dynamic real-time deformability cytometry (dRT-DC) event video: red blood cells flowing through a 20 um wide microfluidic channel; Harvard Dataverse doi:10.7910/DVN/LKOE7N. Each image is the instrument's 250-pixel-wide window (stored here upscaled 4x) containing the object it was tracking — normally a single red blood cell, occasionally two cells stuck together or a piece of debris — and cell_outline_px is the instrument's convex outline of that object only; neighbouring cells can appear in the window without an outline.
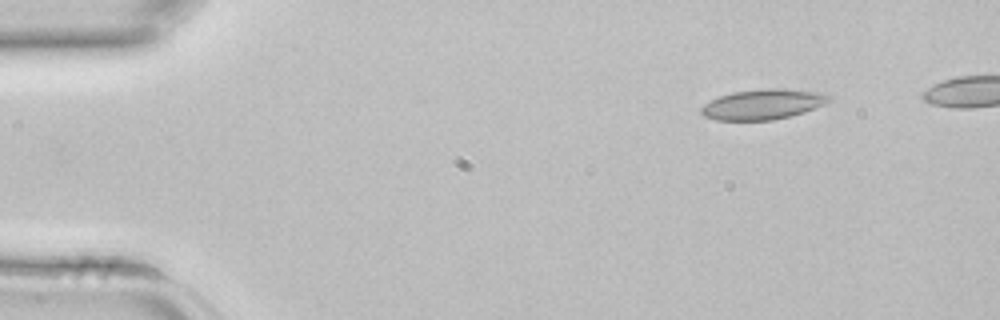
{"species": "common noctule bat (a hibernating species)", "species_latin": "Nyctalus noctula", "temperature_condition": "room temperature", "stored_images_in_passage": 4, "camera_frame_rate_fps": 3000, "um_per_image_px": 0.085, "animal": {"sex": "female", "body_mass_g": 22.7, "forearm_length_mm": 54.2}, "frame": {"image": 1, "passage_image": 1, "time_ms": 0.0, "image_size_px": [1000, 320], "cell_outline_px": [[832, 100], [824, 104], [804, 112], [792, 116], [772, 120], [716, 120], [704, 116], [700, 112], [700, 108], [704, 104], [720, 96], [732, 92], [764, 88], [784, 88], [824, 92], [832, 96]], "centroid_in_image_um": [64.9, 8.85], "position_along_channel_um": 20.1, "area_um2": 22.77}}